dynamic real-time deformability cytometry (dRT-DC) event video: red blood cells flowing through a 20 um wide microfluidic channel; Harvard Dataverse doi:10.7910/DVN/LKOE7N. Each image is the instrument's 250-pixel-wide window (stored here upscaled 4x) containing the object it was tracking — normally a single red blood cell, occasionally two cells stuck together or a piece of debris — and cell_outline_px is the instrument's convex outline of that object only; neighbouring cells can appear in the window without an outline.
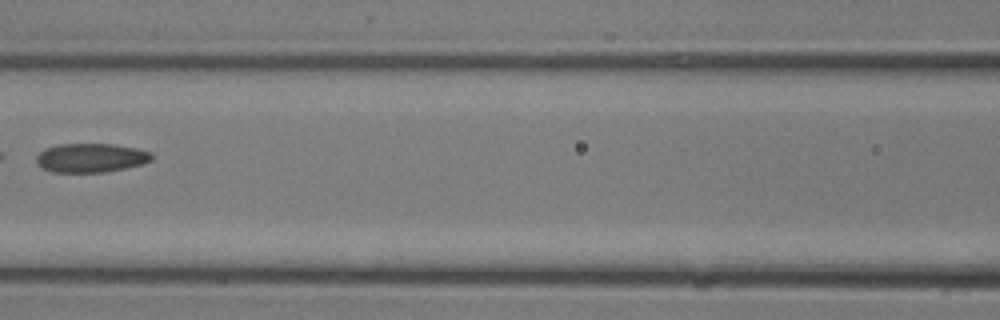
{"species": "common noctule bat (a hibernating species)", "species_latin": "Nyctalus noctula", "temperature_condition": "room temperature", "stored_images_in_passage": 19, "camera_frame_rate_fps": 3000, "um_per_image_px": 0.085, "animal": {"sex": "male", "body_mass_g": 13.3}, "frame": {"image": 1, "passage_image": 6, "time_ms": 1.667, "image_size_px": [1000, 320], "cell_outline_px": [[152, 160], [140, 164], [124, 168], [104, 172], [52, 172], [40, 168], [36, 160], [36, 156], [44, 148], [60, 144], [112, 144], [136, 148], [152, 152]], "centroid_in_image_um": [7.69, 13.41], "position_along_channel_um": 158.9, "area_um2": 19.48}}
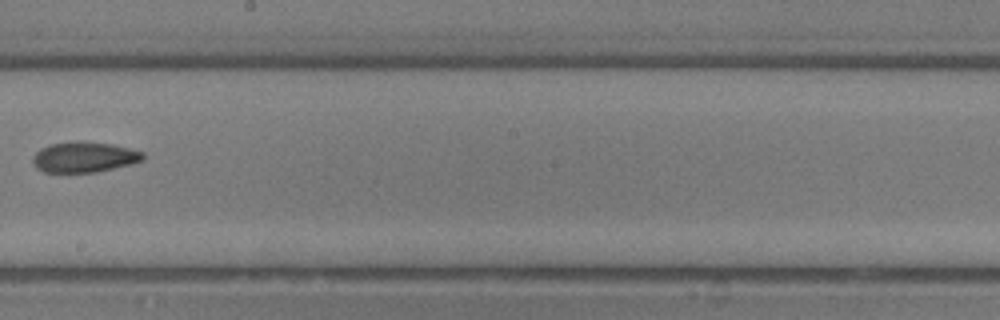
{"frame": {"image": 2, "passage_image": 9, "time_ms": 2.667, "image_size_px": [1000, 320], "cell_outline_px": [[144, 160], [96, 172], [44, 172], [36, 168], [32, 160], [32, 156], [40, 148], [48, 144], [76, 140], [112, 144], [144, 152]], "centroid_in_image_um": [7.11, 13.33], "position_along_channel_um": 241.1, "area_um2": 19.65}}